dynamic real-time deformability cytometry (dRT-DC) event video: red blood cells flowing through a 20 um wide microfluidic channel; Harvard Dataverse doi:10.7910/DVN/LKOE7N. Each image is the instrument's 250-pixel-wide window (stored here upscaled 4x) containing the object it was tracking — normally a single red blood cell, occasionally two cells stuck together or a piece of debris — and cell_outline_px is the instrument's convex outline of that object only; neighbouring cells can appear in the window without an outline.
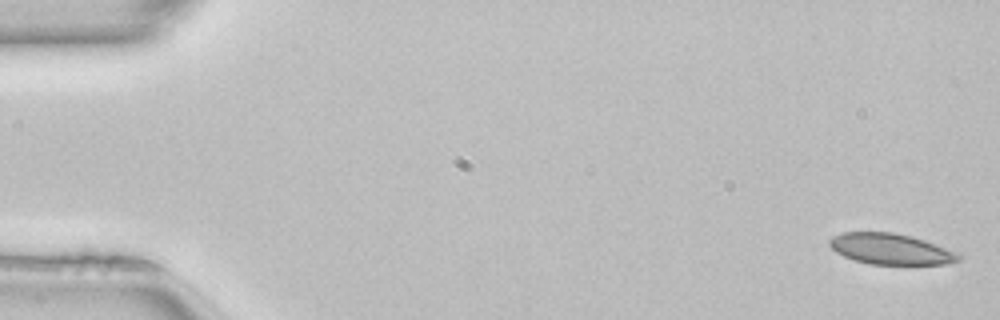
{"species": "common noctule bat (a hibernating species)", "species_latin": "Nyctalus noctula", "temperature_condition": "room temperature", "stored_images_in_passage": 50, "camera_frame_rate_fps": 3000, "um_per_image_px": 0.085, "animal": {"sex": "female", "body_mass_g": 22.7, "forearm_length_mm": 54.2}, "frame": {"image": 1, "passage_image": 1, "time_ms": 0.0, "image_size_px": [1000, 320], "cell_outline_px": [[960, 260], [948, 264], [868, 264], [852, 260], [836, 252], [828, 244], [828, 240], [832, 236], [844, 232], [892, 232], [912, 236], [924, 240], [944, 248], [960, 256]], "centroid_in_image_um": [75.63, 21.16], "position_along_channel_um": 9.4, "area_um2": 23.06}}
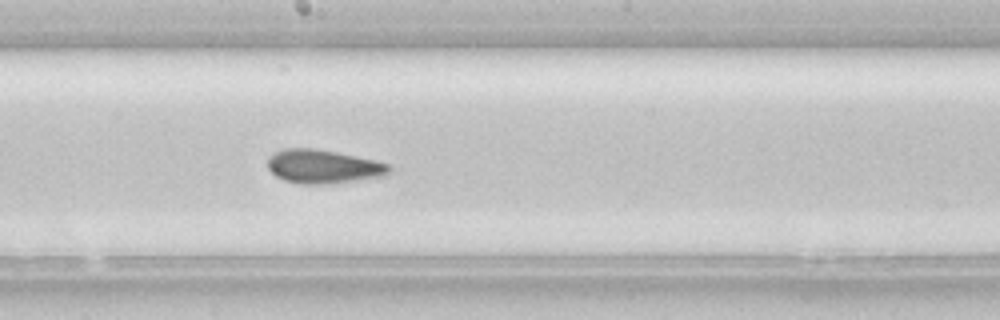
{"frame": {"image": 2, "passage_image": 27, "time_ms": 8.667, "image_size_px": [1000, 320], "cell_outline_px": [[388, 176], [328, 184], [300, 184], [284, 180], [276, 176], [268, 168], [268, 156], [284, 148], [312, 148], [336, 152], [356, 156], [388, 164]], "centroid_in_image_um": [27.44, 14.16], "position_along_channel_um": 220.8, "area_um2": 23.76}}
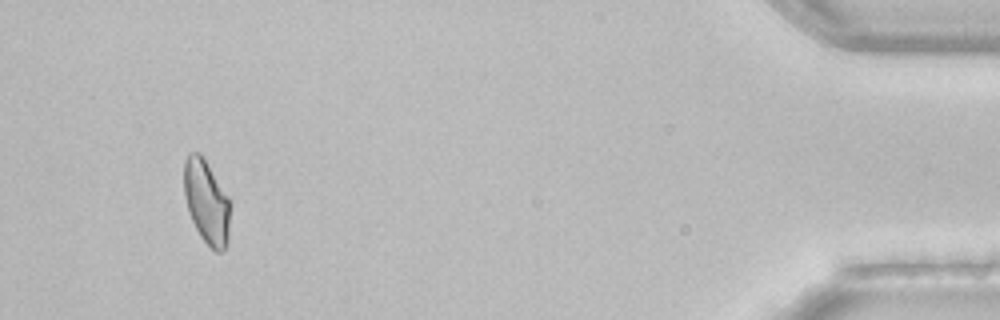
{"frame": {"image": 3, "passage_image": 47, "time_ms": 15.333, "image_size_px": [1000, 320], "cell_outline_px": [[228, 240], [224, 248], [220, 252], [216, 252], [200, 236], [188, 212], [184, 196], [184, 160], [188, 152], [200, 152], [228, 196]], "centroid_in_image_um": [17.51, 17.12], "position_along_channel_um": 417.7, "area_um2": 22.2}, "authors_computed_cell_mechanics": {"area_um2": 23.6113, "velocity_mm_per_s": 4.0699, "shape_relaxation_time_tau1_ms": null, "shape_relaxation_time_tau2_ms": 2.2641, "deformation_change_tau1": null, "deformation_change_tau2": 0.0574}}